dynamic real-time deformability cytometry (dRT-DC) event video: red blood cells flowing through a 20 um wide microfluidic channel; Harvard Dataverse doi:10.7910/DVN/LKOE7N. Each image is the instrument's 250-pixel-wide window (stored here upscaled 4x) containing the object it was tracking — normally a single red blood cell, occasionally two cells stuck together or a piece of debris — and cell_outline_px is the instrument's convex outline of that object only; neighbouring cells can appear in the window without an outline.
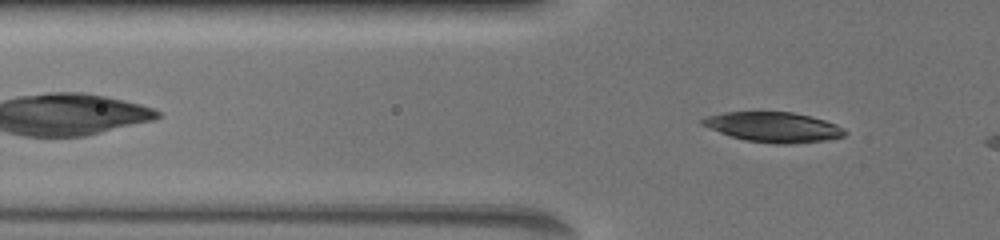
{"species": "common noctule bat (a hibernating species)", "species_latin": "Nyctalus noctula", "temperature_condition": "warm", "stored_images_in_passage": 20, "camera_frame_rate_fps": 3000, "um_per_image_px": 0.085, "animal": {"sex": "female", "body_mass_g": 19.5, "forearm_length_mm": 54.1}, "frame": {"image": 1, "passage_image": 14, "time_ms": 3.0, "image_size_px": [1000, 240], "cell_outline_px": [[848, 132], [844, 136], [824, 140], [788, 144], [772, 144], [744, 140], [720, 132], [700, 124], [700, 120], [708, 116], [724, 112], [792, 112], [824, 120], [836, 124], [844, 128]], "centroid_in_image_um": [65.75, 10.81], "position_along_channel_um": 60.1, "area_um2": 24.74}}